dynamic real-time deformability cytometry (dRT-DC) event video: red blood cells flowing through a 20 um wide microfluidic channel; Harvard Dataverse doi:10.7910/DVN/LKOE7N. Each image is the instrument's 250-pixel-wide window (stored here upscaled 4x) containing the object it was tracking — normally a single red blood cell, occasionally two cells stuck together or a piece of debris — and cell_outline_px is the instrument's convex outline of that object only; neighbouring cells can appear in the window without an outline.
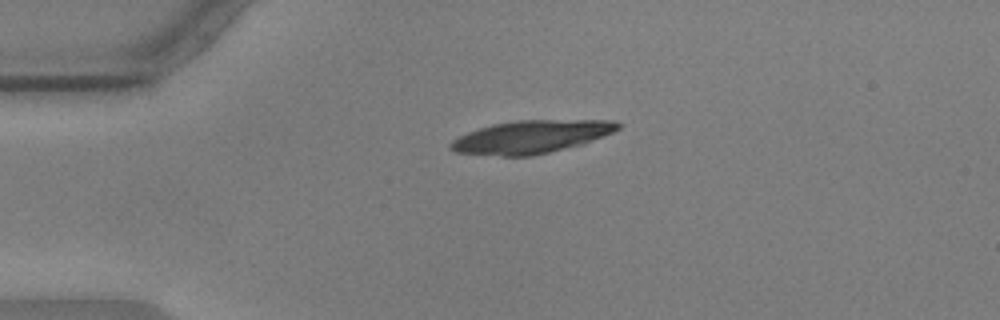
{"species": "common noctule bat (a hibernating species)", "species_latin": "Nyctalus noctula", "temperature_condition": "warm", "stored_images_in_passage": 44, "camera_frame_rate_fps": 3000, "um_per_image_px": 0.085, "animal": {"sex": "male", "body_mass_g": 17.9, "forearm_length_mm": 54.2}, "frame": {"image": 1, "passage_image": 1, "time_ms": 0.0, "image_size_px": [1000, 320], "cell_outline_px": [[624, 124], [620, 128], [612, 132], [584, 144], [532, 156], [504, 156], [456, 152], [448, 148], [448, 144], [452, 140], [468, 132], [492, 124], [516, 120], [616, 120]], "centroid_in_image_um": [45.18, 11.62], "position_along_channel_um": 39.8, "area_um2": 32.14}}
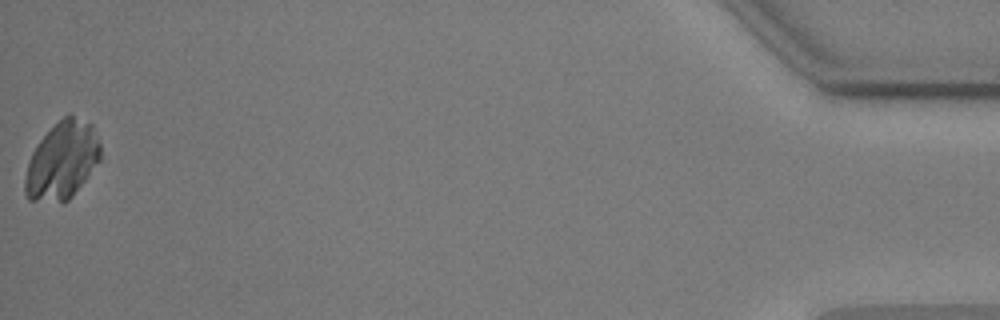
{"frame": {"image": 2, "passage_image": 44, "time_ms": 14.333, "image_size_px": [1000, 320], "cell_outline_px": [[100, 160], [72, 196], [64, 204], [28, 200], [24, 192], [24, 180], [28, 164], [32, 152], [40, 140], [68, 112], [92, 124], [100, 144]], "centroid_in_image_um": [5.27, 13.68], "position_along_channel_um": 429.9, "area_um2": 34.1}}